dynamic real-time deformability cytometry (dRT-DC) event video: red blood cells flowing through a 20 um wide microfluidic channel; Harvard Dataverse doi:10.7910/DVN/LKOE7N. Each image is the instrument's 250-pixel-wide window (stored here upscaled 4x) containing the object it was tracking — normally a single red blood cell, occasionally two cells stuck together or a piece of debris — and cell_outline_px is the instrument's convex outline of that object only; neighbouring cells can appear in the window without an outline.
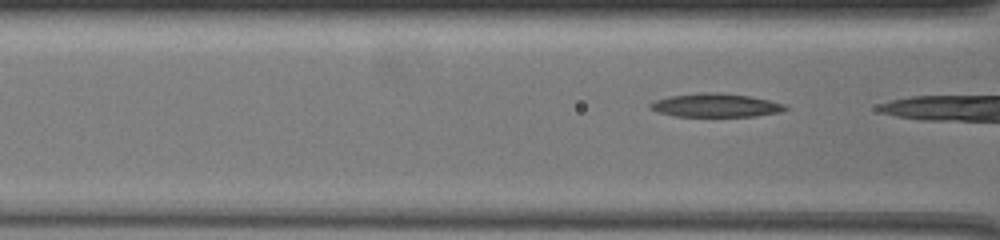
{"species": "common noctule bat (a hibernating species)", "species_latin": "Nyctalus noctula", "temperature_condition": "warm", "stored_images_in_passage": 4, "camera_frame_rate_fps": 3000, "um_per_image_px": 0.085, "animal": {"sex": "female", "body_mass_g": 19.5, "forearm_length_mm": 54.1}, "frame": {"image": 1, "passage_image": 3, "time_ms": 0.667, "image_size_px": [1000, 240], "cell_outline_px": [[788, 108], [780, 112], [756, 116], [676, 116], [656, 112], [648, 108], [648, 104], [656, 100], [668, 96], [700, 92], [720, 92], [748, 96], [768, 100], [784, 104]], "centroid_in_image_um": [60.77, 8.94], "position_along_channel_um": 105.8, "area_um2": 18.55}}